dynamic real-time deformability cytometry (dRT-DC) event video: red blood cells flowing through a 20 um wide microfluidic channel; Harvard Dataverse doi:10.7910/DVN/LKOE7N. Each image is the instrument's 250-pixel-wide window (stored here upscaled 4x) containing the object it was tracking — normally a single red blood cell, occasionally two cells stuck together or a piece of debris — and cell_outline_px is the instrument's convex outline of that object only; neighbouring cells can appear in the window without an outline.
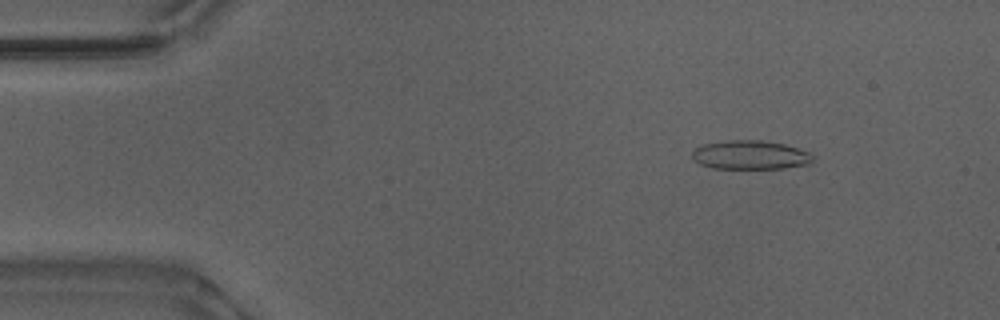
{"species": "Egyptian fruit bat (a non-hibernating species)", "species_latin": "Rousettus aegyptiacus", "temperature_condition": "warm", "stored_images_in_passage": 53, "camera_frame_rate_fps": 3000, "um_per_image_px": 0.085, "animal": {"sex": "male"}, "frame": {"image": 1, "passage_image": 7, "time_ms": 2.0, "image_size_px": [1000, 320], "cell_outline_px": [[812, 160], [808, 164], [784, 168], [712, 168], [700, 164], [692, 160], [692, 152], [696, 148], [704, 144], [728, 140], [760, 140], [784, 144], [808, 152], [812, 156]], "centroid_in_image_um": [63.73, 13.17], "position_along_channel_um": 21.3, "area_um2": 20.11}}
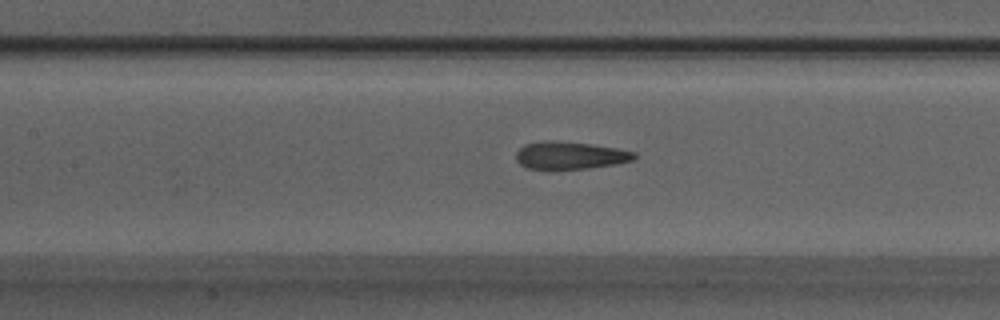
{"frame": {"image": 2, "passage_image": 24, "time_ms": 7.667, "image_size_px": [1000, 320], "cell_outline_px": [[636, 156], [632, 160], [616, 164], [588, 168], [552, 172], [548, 172], [528, 168], [520, 164], [516, 160], [516, 152], [524, 144], [544, 140], [552, 140], [592, 144], [616, 148], [636, 152]], "centroid_in_image_um": [48.39, 13.24], "position_along_channel_um": 159.0, "area_um2": 19.71}}
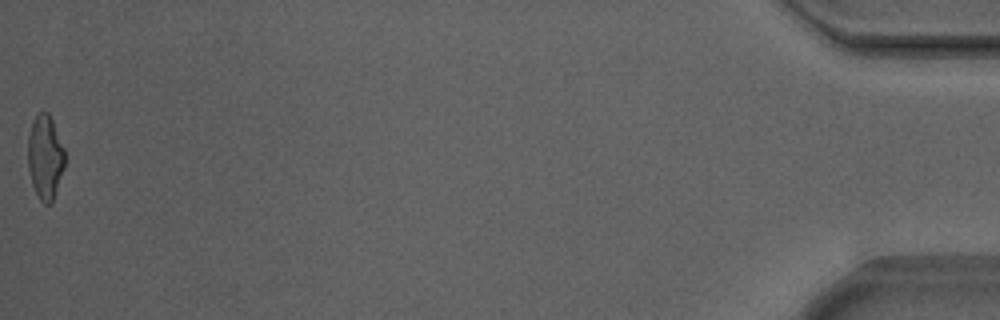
{"frame": {"image": 3, "passage_image": 53, "time_ms": 17.333, "image_size_px": [1000, 320], "cell_outline_px": [[64, 168], [52, 204], [44, 204], [40, 200], [32, 184], [28, 168], [28, 136], [32, 124], [36, 116], [40, 112], [48, 112], [52, 120], [64, 148]], "centroid_in_image_um": [3.84, 13.39], "position_along_channel_um": 431.4, "area_um2": 17.98}, "authors_computed_cell_mechanics": {"area_um2": 19.5364, "velocity_mm_per_s": 3.8943, "shape_relaxation_time_tau1_ms": null, "shape_relaxation_time_tau2_ms": 1.9458, "deformation_change_tau1": null, "deformation_change_tau2": 0.102}}